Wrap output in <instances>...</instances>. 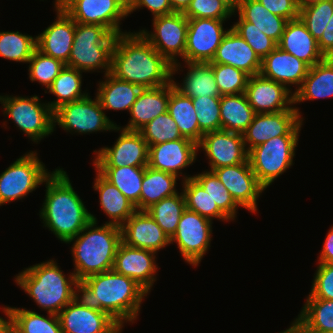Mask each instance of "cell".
Segmentation results:
<instances>
[{
    "instance_id": "1",
    "label": "cell",
    "mask_w": 333,
    "mask_h": 333,
    "mask_svg": "<svg viewBox=\"0 0 333 333\" xmlns=\"http://www.w3.org/2000/svg\"><path fill=\"white\" fill-rule=\"evenodd\" d=\"M147 295L134 280L114 270L89 276L74 286L75 301L81 306L106 312L122 327L136 321Z\"/></svg>"
},
{
    "instance_id": "2",
    "label": "cell",
    "mask_w": 333,
    "mask_h": 333,
    "mask_svg": "<svg viewBox=\"0 0 333 333\" xmlns=\"http://www.w3.org/2000/svg\"><path fill=\"white\" fill-rule=\"evenodd\" d=\"M110 73L142 89L167 85L174 78L172 64L139 31H125L117 35L112 50Z\"/></svg>"
},
{
    "instance_id": "3",
    "label": "cell",
    "mask_w": 333,
    "mask_h": 333,
    "mask_svg": "<svg viewBox=\"0 0 333 333\" xmlns=\"http://www.w3.org/2000/svg\"><path fill=\"white\" fill-rule=\"evenodd\" d=\"M71 183L66 171L55 169L44 182L46 194L39 211L43 226L66 244L92 221Z\"/></svg>"
},
{
    "instance_id": "4",
    "label": "cell",
    "mask_w": 333,
    "mask_h": 333,
    "mask_svg": "<svg viewBox=\"0 0 333 333\" xmlns=\"http://www.w3.org/2000/svg\"><path fill=\"white\" fill-rule=\"evenodd\" d=\"M92 221L67 243L73 245L71 254L77 281L113 270L116 252L121 240L119 226L105 223L97 226V218L91 214Z\"/></svg>"
},
{
    "instance_id": "5",
    "label": "cell",
    "mask_w": 333,
    "mask_h": 333,
    "mask_svg": "<svg viewBox=\"0 0 333 333\" xmlns=\"http://www.w3.org/2000/svg\"><path fill=\"white\" fill-rule=\"evenodd\" d=\"M56 261L50 259L22 270L15 276L16 284L37 306L58 315L74 299L75 274L66 277Z\"/></svg>"
},
{
    "instance_id": "6",
    "label": "cell",
    "mask_w": 333,
    "mask_h": 333,
    "mask_svg": "<svg viewBox=\"0 0 333 333\" xmlns=\"http://www.w3.org/2000/svg\"><path fill=\"white\" fill-rule=\"evenodd\" d=\"M117 35L101 25L76 23L67 67L82 72L111 71L112 50Z\"/></svg>"
},
{
    "instance_id": "7",
    "label": "cell",
    "mask_w": 333,
    "mask_h": 333,
    "mask_svg": "<svg viewBox=\"0 0 333 333\" xmlns=\"http://www.w3.org/2000/svg\"><path fill=\"white\" fill-rule=\"evenodd\" d=\"M302 125L303 120L287 135L269 139L248 151L250 167L265 189L294 164Z\"/></svg>"
},
{
    "instance_id": "8",
    "label": "cell",
    "mask_w": 333,
    "mask_h": 333,
    "mask_svg": "<svg viewBox=\"0 0 333 333\" xmlns=\"http://www.w3.org/2000/svg\"><path fill=\"white\" fill-rule=\"evenodd\" d=\"M31 97L0 95L3 115L10 118L20 131L34 143L54 132L53 110L48 103Z\"/></svg>"
},
{
    "instance_id": "9",
    "label": "cell",
    "mask_w": 333,
    "mask_h": 333,
    "mask_svg": "<svg viewBox=\"0 0 333 333\" xmlns=\"http://www.w3.org/2000/svg\"><path fill=\"white\" fill-rule=\"evenodd\" d=\"M52 173L45 168L35 151L17 158L0 174V206L27 197Z\"/></svg>"
},
{
    "instance_id": "10",
    "label": "cell",
    "mask_w": 333,
    "mask_h": 333,
    "mask_svg": "<svg viewBox=\"0 0 333 333\" xmlns=\"http://www.w3.org/2000/svg\"><path fill=\"white\" fill-rule=\"evenodd\" d=\"M97 97H86L65 103L53 111L54 128L56 124L64 131L79 134L115 131L117 124L104 113Z\"/></svg>"
},
{
    "instance_id": "11",
    "label": "cell",
    "mask_w": 333,
    "mask_h": 333,
    "mask_svg": "<svg viewBox=\"0 0 333 333\" xmlns=\"http://www.w3.org/2000/svg\"><path fill=\"white\" fill-rule=\"evenodd\" d=\"M153 31L140 29L139 33L172 64V75L180 70L178 58L185 56L188 19L183 13L153 17ZM180 56V57H179Z\"/></svg>"
},
{
    "instance_id": "12",
    "label": "cell",
    "mask_w": 333,
    "mask_h": 333,
    "mask_svg": "<svg viewBox=\"0 0 333 333\" xmlns=\"http://www.w3.org/2000/svg\"><path fill=\"white\" fill-rule=\"evenodd\" d=\"M76 23L101 25L122 34L121 20L128 15L129 0H57L55 2Z\"/></svg>"
},
{
    "instance_id": "13",
    "label": "cell",
    "mask_w": 333,
    "mask_h": 333,
    "mask_svg": "<svg viewBox=\"0 0 333 333\" xmlns=\"http://www.w3.org/2000/svg\"><path fill=\"white\" fill-rule=\"evenodd\" d=\"M212 223L211 220L186 208L176 232L170 238V244L177 243L183 260L193 267L199 265L211 247Z\"/></svg>"
},
{
    "instance_id": "14",
    "label": "cell",
    "mask_w": 333,
    "mask_h": 333,
    "mask_svg": "<svg viewBox=\"0 0 333 333\" xmlns=\"http://www.w3.org/2000/svg\"><path fill=\"white\" fill-rule=\"evenodd\" d=\"M119 137L112 147L94 150V167H146L149 146L139 131H128L116 126Z\"/></svg>"
},
{
    "instance_id": "15",
    "label": "cell",
    "mask_w": 333,
    "mask_h": 333,
    "mask_svg": "<svg viewBox=\"0 0 333 333\" xmlns=\"http://www.w3.org/2000/svg\"><path fill=\"white\" fill-rule=\"evenodd\" d=\"M226 20L205 18L188 19L184 62H211L217 48L229 29L223 27Z\"/></svg>"
},
{
    "instance_id": "16",
    "label": "cell",
    "mask_w": 333,
    "mask_h": 333,
    "mask_svg": "<svg viewBox=\"0 0 333 333\" xmlns=\"http://www.w3.org/2000/svg\"><path fill=\"white\" fill-rule=\"evenodd\" d=\"M213 172L239 206L251 213L257 212V200L265 188L258 182L248 160L237 165L219 167Z\"/></svg>"
},
{
    "instance_id": "17",
    "label": "cell",
    "mask_w": 333,
    "mask_h": 333,
    "mask_svg": "<svg viewBox=\"0 0 333 333\" xmlns=\"http://www.w3.org/2000/svg\"><path fill=\"white\" fill-rule=\"evenodd\" d=\"M201 148L208 157L210 171L248 160V151L241 133L222 129L205 133L198 144V150Z\"/></svg>"
},
{
    "instance_id": "18",
    "label": "cell",
    "mask_w": 333,
    "mask_h": 333,
    "mask_svg": "<svg viewBox=\"0 0 333 333\" xmlns=\"http://www.w3.org/2000/svg\"><path fill=\"white\" fill-rule=\"evenodd\" d=\"M245 94L256 114L297 110L296 106L293 105V91L285 85L267 79L260 74L249 77Z\"/></svg>"
},
{
    "instance_id": "19",
    "label": "cell",
    "mask_w": 333,
    "mask_h": 333,
    "mask_svg": "<svg viewBox=\"0 0 333 333\" xmlns=\"http://www.w3.org/2000/svg\"><path fill=\"white\" fill-rule=\"evenodd\" d=\"M198 145L187 139L167 141L149 146L147 166L182 177V181L192 176L182 174V169L193 165L198 153Z\"/></svg>"
},
{
    "instance_id": "20",
    "label": "cell",
    "mask_w": 333,
    "mask_h": 333,
    "mask_svg": "<svg viewBox=\"0 0 333 333\" xmlns=\"http://www.w3.org/2000/svg\"><path fill=\"white\" fill-rule=\"evenodd\" d=\"M62 333H121L123 327L106 312L81 306L74 299L57 315Z\"/></svg>"
},
{
    "instance_id": "21",
    "label": "cell",
    "mask_w": 333,
    "mask_h": 333,
    "mask_svg": "<svg viewBox=\"0 0 333 333\" xmlns=\"http://www.w3.org/2000/svg\"><path fill=\"white\" fill-rule=\"evenodd\" d=\"M155 254L153 251L133 248L121 242L116 252L113 270L128 276L149 294L159 269Z\"/></svg>"
},
{
    "instance_id": "22",
    "label": "cell",
    "mask_w": 333,
    "mask_h": 333,
    "mask_svg": "<svg viewBox=\"0 0 333 333\" xmlns=\"http://www.w3.org/2000/svg\"><path fill=\"white\" fill-rule=\"evenodd\" d=\"M296 109L255 114L252 122L242 133L247 151L269 139L287 135L301 120H304L298 107Z\"/></svg>"
},
{
    "instance_id": "23",
    "label": "cell",
    "mask_w": 333,
    "mask_h": 333,
    "mask_svg": "<svg viewBox=\"0 0 333 333\" xmlns=\"http://www.w3.org/2000/svg\"><path fill=\"white\" fill-rule=\"evenodd\" d=\"M122 242L155 253L170 245V237L147 211L136 210L120 227Z\"/></svg>"
},
{
    "instance_id": "24",
    "label": "cell",
    "mask_w": 333,
    "mask_h": 333,
    "mask_svg": "<svg viewBox=\"0 0 333 333\" xmlns=\"http://www.w3.org/2000/svg\"><path fill=\"white\" fill-rule=\"evenodd\" d=\"M54 9L57 12L55 21L38 36L36 35L37 50L67 64L73 45L76 22L55 2Z\"/></svg>"
},
{
    "instance_id": "25",
    "label": "cell",
    "mask_w": 333,
    "mask_h": 333,
    "mask_svg": "<svg viewBox=\"0 0 333 333\" xmlns=\"http://www.w3.org/2000/svg\"><path fill=\"white\" fill-rule=\"evenodd\" d=\"M310 66L278 46L261 60L260 75L285 85L294 93L302 86Z\"/></svg>"
},
{
    "instance_id": "26",
    "label": "cell",
    "mask_w": 333,
    "mask_h": 333,
    "mask_svg": "<svg viewBox=\"0 0 333 333\" xmlns=\"http://www.w3.org/2000/svg\"><path fill=\"white\" fill-rule=\"evenodd\" d=\"M211 63L227 64L250 76L258 75L261 69V59L232 27L223 37Z\"/></svg>"
},
{
    "instance_id": "27",
    "label": "cell",
    "mask_w": 333,
    "mask_h": 333,
    "mask_svg": "<svg viewBox=\"0 0 333 333\" xmlns=\"http://www.w3.org/2000/svg\"><path fill=\"white\" fill-rule=\"evenodd\" d=\"M169 98L170 83L161 87L142 89L131 107L128 124L119 127L128 131H139L148 122L167 112Z\"/></svg>"
},
{
    "instance_id": "28",
    "label": "cell",
    "mask_w": 333,
    "mask_h": 333,
    "mask_svg": "<svg viewBox=\"0 0 333 333\" xmlns=\"http://www.w3.org/2000/svg\"><path fill=\"white\" fill-rule=\"evenodd\" d=\"M278 47L304 61L310 67L326 58L320 51L318 42L300 18L287 22Z\"/></svg>"
},
{
    "instance_id": "29",
    "label": "cell",
    "mask_w": 333,
    "mask_h": 333,
    "mask_svg": "<svg viewBox=\"0 0 333 333\" xmlns=\"http://www.w3.org/2000/svg\"><path fill=\"white\" fill-rule=\"evenodd\" d=\"M93 188L99 193L100 207L110 218L105 222L121 227L127 219L137 210L136 206L125 195L97 170Z\"/></svg>"
},
{
    "instance_id": "30",
    "label": "cell",
    "mask_w": 333,
    "mask_h": 333,
    "mask_svg": "<svg viewBox=\"0 0 333 333\" xmlns=\"http://www.w3.org/2000/svg\"><path fill=\"white\" fill-rule=\"evenodd\" d=\"M105 80L99 81L96 97L104 110L130 112L142 88L136 84L120 80L111 73L104 75Z\"/></svg>"
},
{
    "instance_id": "31",
    "label": "cell",
    "mask_w": 333,
    "mask_h": 333,
    "mask_svg": "<svg viewBox=\"0 0 333 333\" xmlns=\"http://www.w3.org/2000/svg\"><path fill=\"white\" fill-rule=\"evenodd\" d=\"M333 97V58L326 57L309 68L302 86L294 93V104Z\"/></svg>"
},
{
    "instance_id": "32",
    "label": "cell",
    "mask_w": 333,
    "mask_h": 333,
    "mask_svg": "<svg viewBox=\"0 0 333 333\" xmlns=\"http://www.w3.org/2000/svg\"><path fill=\"white\" fill-rule=\"evenodd\" d=\"M187 65V73L184 74L182 83H176L172 79L177 90L183 95L196 97L220 96L218 86L212 69L211 62H184ZM181 85V86H180Z\"/></svg>"
},
{
    "instance_id": "33",
    "label": "cell",
    "mask_w": 333,
    "mask_h": 333,
    "mask_svg": "<svg viewBox=\"0 0 333 333\" xmlns=\"http://www.w3.org/2000/svg\"><path fill=\"white\" fill-rule=\"evenodd\" d=\"M167 112L176 122L182 137L187 138L197 145L202 140L203 134L200 132L199 123L196 117V110L192 103V98L183 95L170 83V98Z\"/></svg>"
},
{
    "instance_id": "34",
    "label": "cell",
    "mask_w": 333,
    "mask_h": 333,
    "mask_svg": "<svg viewBox=\"0 0 333 333\" xmlns=\"http://www.w3.org/2000/svg\"><path fill=\"white\" fill-rule=\"evenodd\" d=\"M239 19L255 25L267 37L273 39L277 44L281 40L286 24L289 20L270 13L257 0H241L237 10Z\"/></svg>"
},
{
    "instance_id": "35",
    "label": "cell",
    "mask_w": 333,
    "mask_h": 333,
    "mask_svg": "<svg viewBox=\"0 0 333 333\" xmlns=\"http://www.w3.org/2000/svg\"><path fill=\"white\" fill-rule=\"evenodd\" d=\"M177 176L168 172L145 167L140 195V211H146L163 198L178 193Z\"/></svg>"
},
{
    "instance_id": "36",
    "label": "cell",
    "mask_w": 333,
    "mask_h": 333,
    "mask_svg": "<svg viewBox=\"0 0 333 333\" xmlns=\"http://www.w3.org/2000/svg\"><path fill=\"white\" fill-rule=\"evenodd\" d=\"M255 114L245 93L220 96L222 130L242 134L252 122Z\"/></svg>"
},
{
    "instance_id": "37",
    "label": "cell",
    "mask_w": 333,
    "mask_h": 333,
    "mask_svg": "<svg viewBox=\"0 0 333 333\" xmlns=\"http://www.w3.org/2000/svg\"><path fill=\"white\" fill-rule=\"evenodd\" d=\"M111 184L115 185L140 211V195L145 167H95Z\"/></svg>"
},
{
    "instance_id": "38",
    "label": "cell",
    "mask_w": 333,
    "mask_h": 333,
    "mask_svg": "<svg viewBox=\"0 0 333 333\" xmlns=\"http://www.w3.org/2000/svg\"><path fill=\"white\" fill-rule=\"evenodd\" d=\"M293 321L301 330L333 331V300L306 298Z\"/></svg>"
},
{
    "instance_id": "39",
    "label": "cell",
    "mask_w": 333,
    "mask_h": 333,
    "mask_svg": "<svg viewBox=\"0 0 333 333\" xmlns=\"http://www.w3.org/2000/svg\"><path fill=\"white\" fill-rule=\"evenodd\" d=\"M82 71L65 66L58 77L48 88V93L56 96V100L48 102L54 111L59 106L86 97L89 92L82 91Z\"/></svg>"
},
{
    "instance_id": "40",
    "label": "cell",
    "mask_w": 333,
    "mask_h": 333,
    "mask_svg": "<svg viewBox=\"0 0 333 333\" xmlns=\"http://www.w3.org/2000/svg\"><path fill=\"white\" fill-rule=\"evenodd\" d=\"M47 314L44 317L33 310L11 307V327L17 333H62L58 316Z\"/></svg>"
},
{
    "instance_id": "41",
    "label": "cell",
    "mask_w": 333,
    "mask_h": 333,
    "mask_svg": "<svg viewBox=\"0 0 333 333\" xmlns=\"http://www.w3.org/2000/svg\"><path fill=\"white\" fill-rule=\"evenodd\" d=\"M182 191L186 201V208L211 221L214 219L229 222V218L213 202L210 195L193 178L182 181Z\"/></svg>"
},
{
    "instance_id": "42",
    "label": "cell",
    "mask_w": 333,
    "mask_h": 333,
    "mask_svg": "<svg viewBox=\"0 0 333 333\" xmlns=\"http://www.w3.org/2000/svg\"><path fill=\"white\" fill-rule=\"evenodd\" d=\"M186 209V201L182 192L163 198L146 211L171 238L177 230L179 220Z\"/></svg>"
},
{
    "instance_id": "43",
    "label": "cell",
    "mask_w": 333,
    "mask_h": 333,
    "mask_svg": "<svg viewBox=\"0 0 333 333\" xmlns=\"http://www.w3.org/2000/svg\"><path fill=\"white\" fill-rule=\"evenodd\" d=\"M36 49V36L32 37L19 31H0V57L28 63Z\"/></svg>"
},
{
    "instance_id": "44",
    "label": "cell",
    "mask_w": 333,
    "mask_h": 333,
    "mask_svg": "<svg viewBox=\"0 0 333 333\" xmlns=\"http://www.w3.org/2000/svg\"><path fill=\"white\" fill-rule=\"evenodd\" d=\"M192 177L207 191L213 202L216 203L230 221H234L235 217L237 218L239 205L213 171H203Z\"/></svg>"
},
{
    "instance_id": "45",
    "label": "cell",
    "mask_w": 333,
    "mask_h": 333,
    "mask_svg": "<svg viewBox=\"0 0 333 333\" xmlns=\"http://www.w3.org/2000/svg\"><path fill=\"white\" fill-rule=\"evenodd\" d=\"M333 15V0H320L300 6L299 18L318 42Z\"/></svg>"
},
{
    "instance_id": "46",
    "label": "cell",
    "mask_w": 333,
    "mask_h": 333,
    "mask_svg": "<svg viewBox=\"0 0 333 333\" xmlns=\"http://www.w3.org/2000/svg\"><path fill=\"white\" fill-rule=\"evenodd\" d=\"M28 64L30 81L39 82L47 90L66 66L62 61L44 55L37 49L28 61Z\"/></svg>"
},
{
    "instance_id": "47",
    "label": "cell",
    "mask_w": 333,
    "mask_h": 333,
    "mask_svg": "<svg viewBox=\"0 0 333 333\" xmlns=\"http://www.w3.org/2000/svg\"><path fill=\"white\" fill-rule=\"evenodd\" d=\"M139 132L148 146L183 138L176 122L168 112L162 113L148 122Z\"/></svg>"
},
{
    "instance_id": "48",
    "label": "cell",
    "mask_w": 333,
    "mask_h": 333,
    "mask_svg": "<svg viewBox=\"0 0 333 333\" xmlns=\"http://www.w3.org/2000/svg\"><path fill=\"white\" fill-rule=\"evenodd\" d=\"M220 96L245 93L250 75L227 64H212Z\"/></svg>"
},
{
    "instance_id": "49",
    "label": "cell",
    "mask_w": 333,
    "mask_h": 333,
    "mask_svg": "<svg viewBox=\"0 0 333 333\" xmlns=\"http://www.w3.org/2000/svg\"><path fill=\"white\" fill-rule=\"evenodd\" d=\"M200 132L204 135L208 132L221 130L220 96L192 98Z\"/></svg>"
},
{
    "instance_id": "50",
    "label": "cell",
    "mask_w": 333,
    "mask_h": 333,
    "mask_svg": "<svg viewBox=\"0 0 333 333\" xmlns=\"http://www.w3.org/2000/svg\"><path fill=\"white\" fill-rule=\"evenodd\" d=\"M231 27L246 41L261 60L278 46L273 39L267 37L250 22L238 21Z\"/></svg>"
},
{
    "instance_id": "51",
    "label": "cell",
    "mask_w": 333,
    "mask_h": 333,
    "mask_svg": "<svg viewBox=\"0 0 333 333\" xmlns=\"http://www.w3.org/2000/svg\"><path fill=\"white\" fill-rule=\"evenodd\" d=\"M187 19L228 20L234 15L220 0H192L183 13Z\"/></svg>"
},
{
    "instance_id": "52",
    "label": "cell",
    "mask_w": 333,
    "mask_h": 333,
    "mask_svg": "<svg viewBox=\"0 0 333 333\" xmlns=\"http://www.w3.org/2000/svg\"><path fill=\"white\" fill-rule=\"evenodd\" d=\"M307 298L333 300V263H318Z\"/></svg>"
},
{
    "instance_id": "53",
    "label": "cell",
    "mask_w": 333,
    "mask_h": 333,
    "mask_svg": "<svg viewBox=\"0 0 333 333\" xmlns=\"http://www.w3.org/2000/svg\"><path fill=\"white\" fill-rule=\"evenodd\" d=\"M270 13L287 20L299 18V4L297 0H257Z\"/></svg>"
},
{
    "instance_id": "54",
    "label": "cell",
    "mask_w": 333,
    "mask_h": 333,
    "mask_svg": "<svg viewBox=\"0 0 333 333\" xmlns=\"http://www.w3.org/2000/svg\"><path fill=\"white\" fill-rule=\"evenodd\" d=\"M143 7L149 9L153 17L174 13L169 0H129L128 15Z\"/></svg>"
},
{
    "instance_id": "55",
    "label": "cell",
    "mask_w": 333,
    "mask_h": 333,
    "mask_svg": "<svg viewBox=\"0 0 333 333\" xmlns=\"http://www.w3.org/2000/svg\"><path fill=\"white\" fill-rule=\"evenodd\" d=\"M318 47L325 57L333 58V15L318 41Z\"/></svg>"
},
{
    "instance_id": "56",
    "label": "cell",
    "mask_w": 333,
    "mask_h": 333,
    "mask_svg": "<svg viewBox=\"0 0 333 333\" xmlns=\"http://www.w3.org/2000/svg\"><path fill=\"white\" fill-rule=\"evenodd\" d=\"M318 259V263H333V226L326 235Z\"/></svg>"
},
{
    "instance_id": "57",
    "label": "cell",
    "mask_w": 333,
    "mask_h": 333,
    "mask_svg": "<svg viewBox=\"0 0 333 333\" xmlns=\"http://www.w3.org/2000/svg\"><path fill=\"white\" fill-rule=\"evenodd\" d=\"M2 309H3L2 312H4L8 320L0 316V333H8L11 327V307L5 306L2 307Z\"/></svg>"
},
{
    "instance_id": "58",
    "label": "cell",
    "mask_w": 333,
    "mask_h": 333,
    "mask_svg": "<svg viewBox=\"0 0 333 333\" xmlns=\"http://www.w3.org/2000/svg\"><path fill=\"white\" fill-rule=\"evenodd\" d=\"M192 0H169L173 12L184 13Z\"/></svg>"
},
{
    "instance_id": "59",
    "label": "cell",
    "mask_w": 333,
    "mask_h": 333,
    "mask_svg": "<svg viewBox=\"0 0 333 333\" xmlns=\"http://www.w3.org/2000/svg\"><path fill=\"white\" fill-rule=\"evenodd\" d=\"M234 15L237 12L241 0H220Z\"/></svg>"
},
{
    "instance_id": "60",
    "label": "cell",
    "mask_w": 333,
    "mask_h": 333,
    "mask_svg": "<svg viewBox=\"0 0 333 333\" xmlns=\"http://www.w3.org/2000/svg\"><path fill=\"white\" fill-rule=\"evenodd\" d=\"M279 333H303V332L294 322H292L288 329L283 330Z\"/></svg>"
},
{
    "instance_id": "61",
    "label": "cell",
    "mask_w": 333,
    "mask_h": 333,
    "mask_svg": "<svg viewBox=\"0 0 333 333\" xmlns=\"http://www.w3.org/2000/svg\"><path fill=\"white\" fill-rule=\"evenodd\" d=\"M297 1L299 4V7H300V6L307 5V4L313 3L315 1H320V0H297Z\"/></svg>"
},
{
    "instance_id": "62",
    "label": "cell",
    "mask_w": 333,
    "mask_h": 333,
    "mask_svg": "<svg viewBox=\"0 0 333 333\" xmlns=\"http://www.w3.org/2000/svg\"><path fill=\"white\" fill-rule=\"evenodd\" d=\"M303 333H333V331L301 330Z\"/></svg>"
},
{
    "instance_id": "63",
    "label": "cell",
    "mask_w": 333,
    "mask_h": 333,
    "mask_svg": "<svg viewBox=\"0 0 333 333\" xmlns=\"http://www.w3.org/2000/svg\"><path fill=\"white\" fill-rule=\"evenodd\" d=\"M8 333H17L12 327H10Z\"/></svg>"
}]
</instances>
